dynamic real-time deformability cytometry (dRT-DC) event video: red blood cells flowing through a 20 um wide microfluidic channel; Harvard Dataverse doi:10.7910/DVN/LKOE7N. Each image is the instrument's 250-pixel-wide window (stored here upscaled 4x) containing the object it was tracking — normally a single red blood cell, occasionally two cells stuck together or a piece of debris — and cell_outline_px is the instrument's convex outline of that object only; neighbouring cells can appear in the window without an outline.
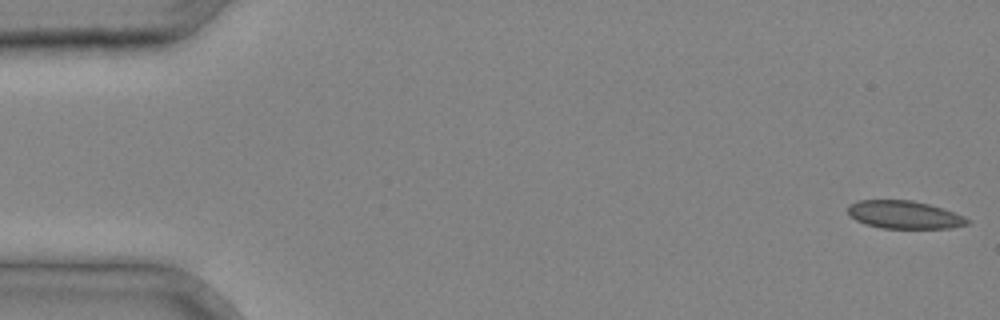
{"species": "common noctule bat (a hibernating species)", "species_latin": "Nyctalus noctula", "temperature_condition": "cold", "stored_images_in_passage": 37, "camera_frame_rate_fps": 3000, "um_per_image_px": 0.085, "animal": {"sex": "male", "body_mass_g": 20.4}, "frame": {"image": 1, "passage_image": 1, "time_ms": 0.0, "image_size_px": [1000, 320], "cell_outline_px": [[972, 220], [968, 224], [952, 228], [884, 228], [864, 224], [856, 220], [848, 212], [848, 204], [856, 200], [912, 200], [928, 204], [964, 216]], "centroid_in_image_um": [76.85, 18.25], "position_along_channel_um": 8.1, "area_um2": 19.36}}
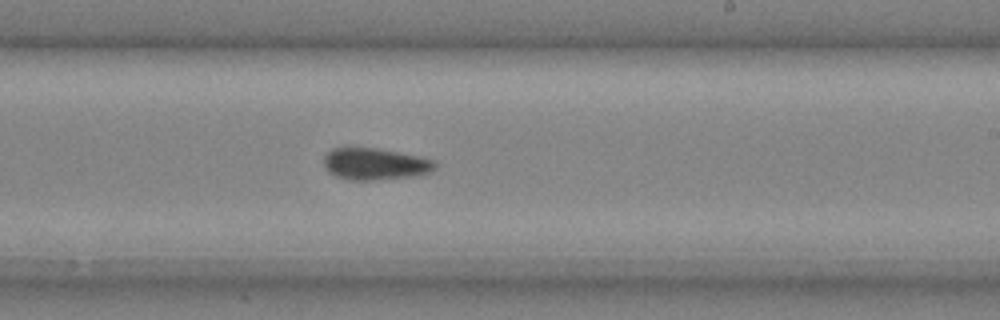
{"frame": {"image": 2, "passage_image": 23, "time_ms": 7.333, "image_size_px": [1000, 320], "cell_outline_px": [[436, 168], [428, 172], [412, 176], [372, 180], [352, 180], [336, 176], [328, 172], [324, 164], [324, 156], [332, 148], [376, 148], [436, 160]], "centroid_in_image_um": [31.86, 13.94], "position_along_channel_um": 257.1, "area_um2": 20.29}}
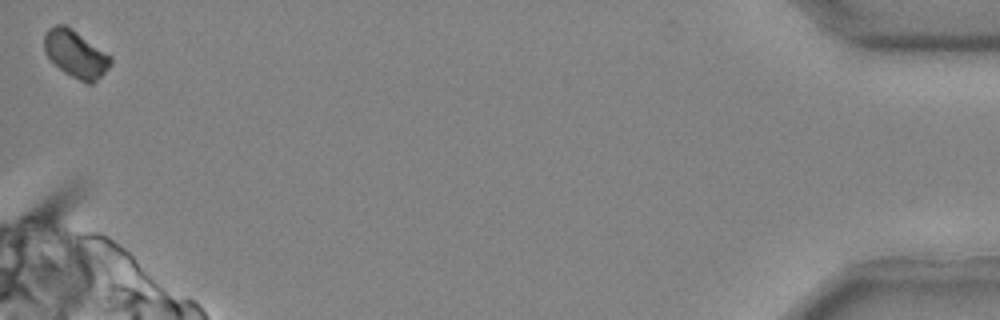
{"frame": {"image": 3, "passage_image": 37, "time_ms": 12.0, "image_size_px": [1000, 320], "cell_outline_px": [[112, 64], [92, 84], [88, 84], [64, 72], [44, 52], [44, 36], [48, 28], [56, 24], [64, 24], [72, 28], [112, 56]], "centroid_in_image_um": [6.44, 4.56], "position_along_channel_um": 428.8, "area_um2": 18.15}}